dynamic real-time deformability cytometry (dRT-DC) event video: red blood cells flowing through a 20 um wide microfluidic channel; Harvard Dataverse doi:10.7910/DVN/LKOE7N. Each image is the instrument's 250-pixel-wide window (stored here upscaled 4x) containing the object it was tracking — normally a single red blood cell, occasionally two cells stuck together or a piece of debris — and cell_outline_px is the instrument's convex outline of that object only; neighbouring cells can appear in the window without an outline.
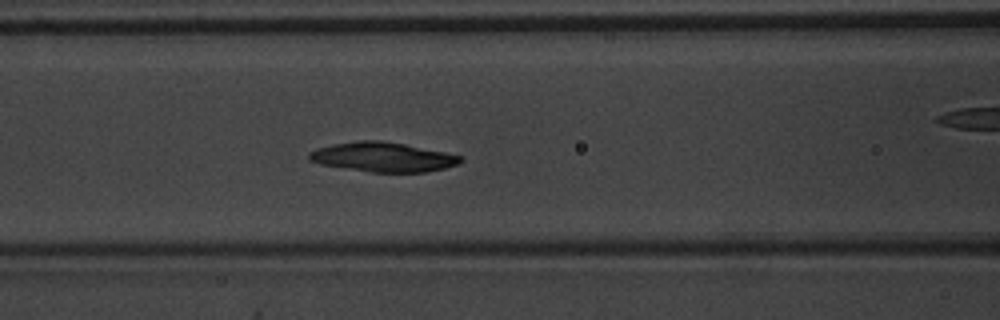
{"species": "common noctule bat (a hibernating species)", "species_latin": "Nyctalus noctula", "temperature_condition": "warm", "stored_images_in_passage": 53, "camera_frame_rate_fps": 3000, "um_per_image_px": 0.085, "animal": {"sex": "male", "body_mass_g": 20.1, "forearm_length_mm": 53.5}, "frame": {"image": 1, "passage_image": 23, "time_ms": 7.333, "image_size_px": [1000, 320], "cell_outline_px": [[464, 160], [460, 164], [428, 172], [372, 172], [320, 164], [308, 160], [308, 152], [316, 148], [332, 144], [360, 140], [380, 140], [404, 144], [444, 152], [460, 156]], "centroid_in_image_um": [32.53, 13.35], "position_along_channel_um": 134.1, "area_um2": 26.01}}